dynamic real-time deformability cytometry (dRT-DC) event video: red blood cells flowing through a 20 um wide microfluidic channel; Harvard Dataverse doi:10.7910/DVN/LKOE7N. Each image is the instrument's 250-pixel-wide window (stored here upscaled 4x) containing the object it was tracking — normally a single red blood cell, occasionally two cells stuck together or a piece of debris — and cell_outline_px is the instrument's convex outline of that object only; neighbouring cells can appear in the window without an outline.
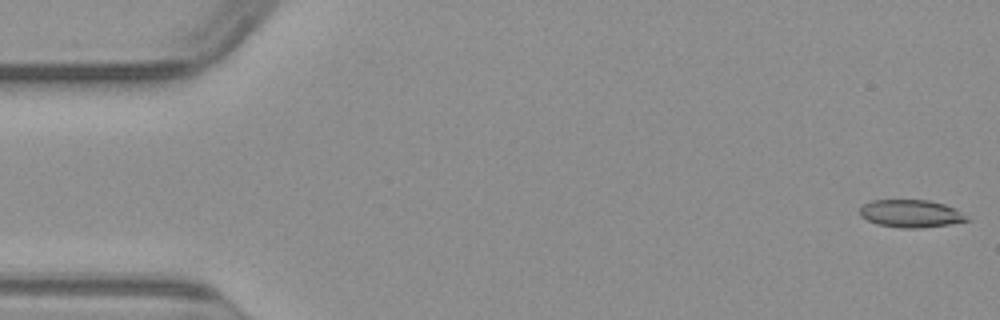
{"species": "common noctule bat (a hibernating species)", "species_latin": "Nyctalus noctula", "temperature_condition": "warm", "stored_images_in_passage": 50, "camera_frame_rate_fps": 3000, "um_per_image_px": 0.085, "animal": {"sex": "male", "body_mass_g": 23.1, "forearm_length_mm": 52.7}, "frame": {"image": 1, "passage_image": 1, "time_ms": 0.0, "image_size_px": [1000, 320], "cell_outline_px": [[972, 220], [948, 224], [916, 228], [900, 228], [876, 224], [860, 216], [860, 208], [864, 204], [872, 200], [928, 200], [944, 204], [956, 208]], "centroid_in_image_um": [77.43, 18.15], "position_along_channel_um": 7.6, "area_um2": 17.22}}
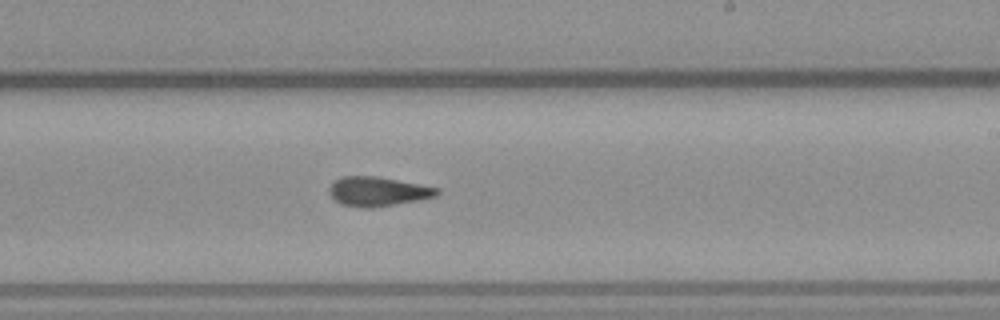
{"frame": {"image": 2, "passage_image": 29, "time_ms": 9.333, "image_size_px": [1000, 320], "cell_outline_px": [[440, 192], [436, 196], [416, 200], [372, 208], [360, 208], [340, 204], [332, 196], [328, 188], [340, 176], [376, 176], [440, 188]], "centroid_in_image_um": [32.1, 16.27], "position_along_channel_um": 256.9, "area_um2": 18.26}}
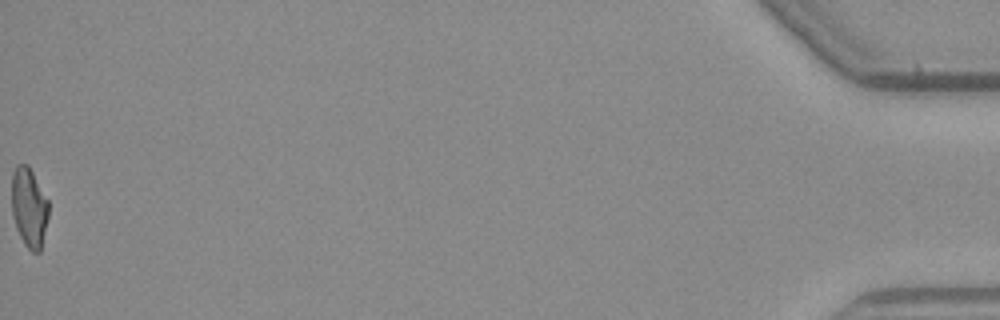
{"frame": {"image": 3, "passage_image": 50, "time_ms": 16.333, "image_size_px": [1000, 320], "cell_outline_px": [[48, 216], [40, 252], [32, 252], [24, 244], [16, 228], [12, 216], [12, 172], [16, 164], [28, 164], [48, 200]], "centroid_in_image_um": [2.46, 17.62], "position_along_channel_um": 432.7, "area_um2": 17.11}}